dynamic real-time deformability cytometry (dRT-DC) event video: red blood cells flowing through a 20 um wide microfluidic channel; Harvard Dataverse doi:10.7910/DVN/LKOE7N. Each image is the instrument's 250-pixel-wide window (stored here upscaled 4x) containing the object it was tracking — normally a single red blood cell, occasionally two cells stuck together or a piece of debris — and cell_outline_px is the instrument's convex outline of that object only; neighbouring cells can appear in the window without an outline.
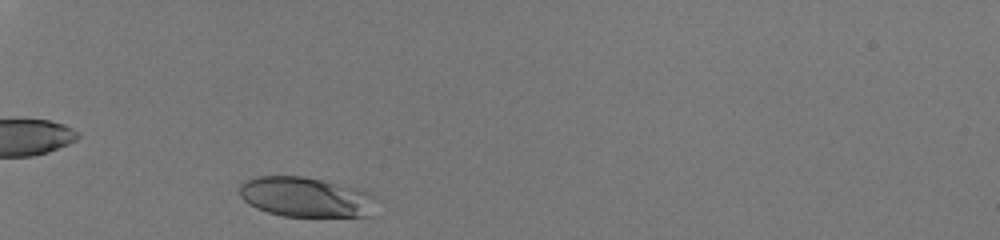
{"species": "human", "species_latin": "Homo sapiens", "temperature_condition": "room temperature", "stored_images_in_passage": 30, "camera_frame_rate_fps": 3000, "um_per_image_px": 0.085, "donor": {"sex": "male"}, "frame": {"image": 1, "passage_image": 1, "time_ms": 0.0, "image_size_px": [1000, 240], "cell_outline_px": [[380, 200], [372, 216], [284, 216], [268, 212], [256, 208], [248, 204], [240, 196], [240, 184], [244, 180], [256, 176], [300, 176], [360, 188], [372, 192], [380, 196]], "centroid_in_image_um": [26.1, 16.75], "position_along_channel_um": 58.9, "area_um2": 32.54}}
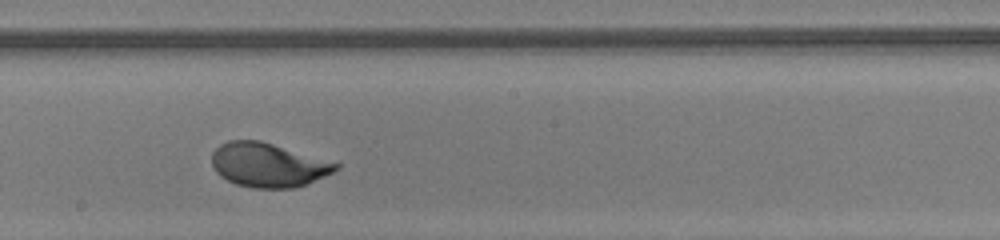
{"frame": {"image": 2, "passage_image": 16, "time_ms": 5.0, "image_size_px": [1000, 240], "cell_outline_px": [[340, 168], [308, 184], [292, 188], [252, 188], [236, 184], [220, 176], [212, 168], [212, 152], [220, 144], [228, 140], [260, 140], [340, 164]], "centroid_in_image_um": [22.75, 14.03], "position_along_channel_um": 225.4, "area_um2": 31.79}}
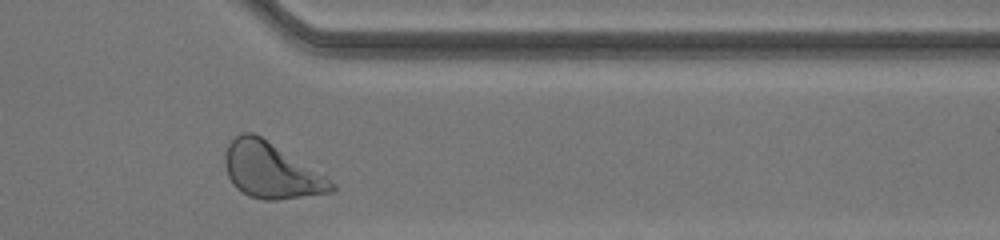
{"frame": {"image": 3, "passage_image": 28, "time_ms": 9.0, "image_size_px": [1000, 240], "cell_outline_px": [[336, 188], [332, 192], [276, 200], [264, 200], [248, 196], [236, 188], [232, 184], [228, 176], [224, 164], [224, 152], [228, 144], [240, 132], [252, 132], [260, 136], [324, 176], [336, 184]], "centroid_in_image_um": [22.98, 14.5], "position_along_channel_um": 388.4, "area_um2": 33.99}, "authors_computed_cell_mechanics": {"area_um2": 31.6455, "velocity_mm_per_s": 4.0755, "shape_relaxation_time_tau1_ms": 1.9269, "shape_relaxation_time_tau2_ms": null, "deformation_change_tau1": 0.1364, "deformation_change_tau2": null}}